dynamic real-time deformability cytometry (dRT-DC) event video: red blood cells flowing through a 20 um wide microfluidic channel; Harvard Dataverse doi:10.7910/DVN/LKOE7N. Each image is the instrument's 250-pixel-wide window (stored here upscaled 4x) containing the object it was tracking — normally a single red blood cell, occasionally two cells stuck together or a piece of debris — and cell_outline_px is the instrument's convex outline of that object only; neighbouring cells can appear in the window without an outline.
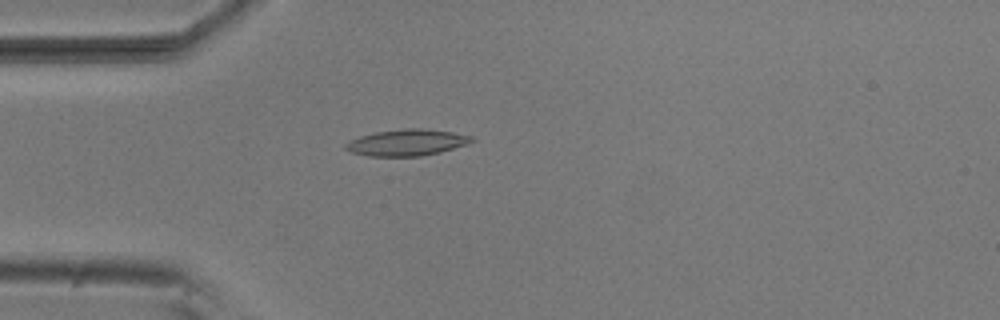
{"species": "common noctule bat (a hibernating species)", "species_latin": "Nyctalus noctula", "temperature_condition": "room temperature", "stored_images_in_passage": 41, "camera_frame_rate_fps": 3000, "um_per_image_px": 0.085, "animal": {"sex": "male", "body_mass_g": 20.5, "forearm_length_mm": 52.5}, "frame": {"image": 1, "passage_image": 3, "time_ms": 0.667, "image_size_px": [1000, 320], "cell_outline_px": [[476, 140], [468, 144], [440, 152], [420, 156], [368, 156], [352, 152], [344, 148], [344, 144], [348, 140], [360, 136], [376, 132], [404, 128], [420, 128], [452, 132], [472, 136]], "centroid_in_image_um": [34.58, 12.11], "position_along_channel_um": 50.4, "area_um2": 19.42}}
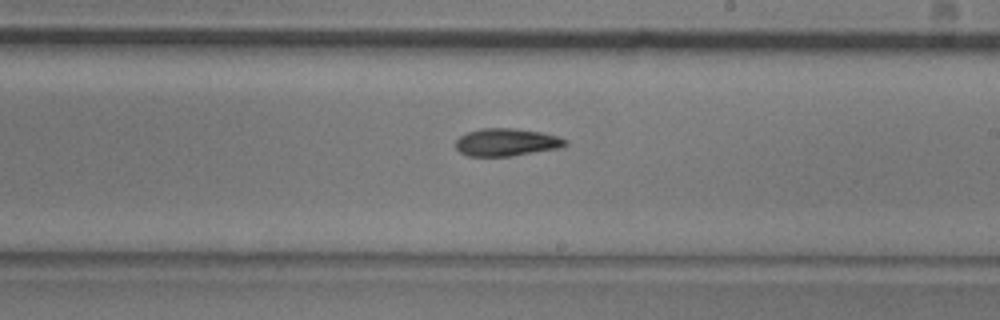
{"frame": {"image": 2, "passage_image": 19, "time_ms": 6.0, "image_size_px": [1000, 320], "cell_outline_px": [[568, 144], [560, 148], [508, 156], [468, 156], [460, 152], [456, 148], [456, 140], [460, 136], [468, 132], [480, 128], [516, 128], [540, 132], [556, 136], [568, 140]], "centroid_in_image_um": [43.05, 12.08], "position_along_channel_um": 246.0, "area_um2": 17.57}}
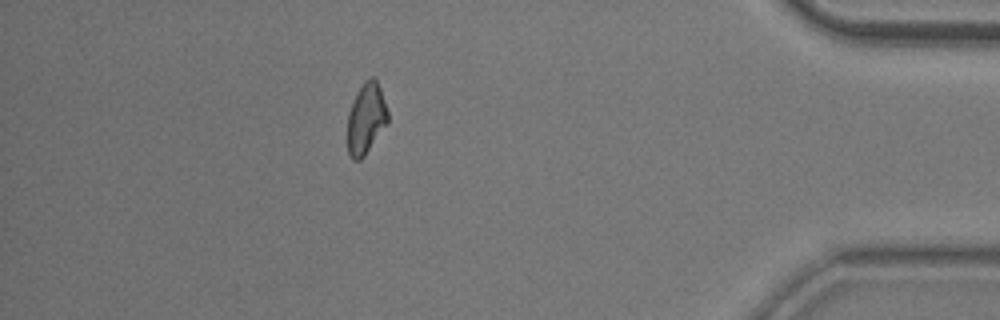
{"frame": {"image": 3, "passage_image": 35, "time_ms": 11.333, "image_size_px": [1000, 320], "cell_outline_px": [[388, 124], [364, 156], [360, 160], [352, 160], [348, 152], [348, 112], [364, 80], [372, 76], [376, 80], [380, 88], [388, 112]], "centroid_in_image_um": [31.13, 10.1], "position_along_channel_um": 404.1, "area_um2": 16.53}, "authors_computed_cell_mechanics": {"area_um2": 17.4556, "velocity_mm_per_s": 3.8274, "shape_relaxation_time_tau1_ms": 5.3287, "shape_relaxation_time_tau2_ms": 9.5704, "deformation_change_tau1": 0.1349, "deformation_change_tau2": 0.1703}}